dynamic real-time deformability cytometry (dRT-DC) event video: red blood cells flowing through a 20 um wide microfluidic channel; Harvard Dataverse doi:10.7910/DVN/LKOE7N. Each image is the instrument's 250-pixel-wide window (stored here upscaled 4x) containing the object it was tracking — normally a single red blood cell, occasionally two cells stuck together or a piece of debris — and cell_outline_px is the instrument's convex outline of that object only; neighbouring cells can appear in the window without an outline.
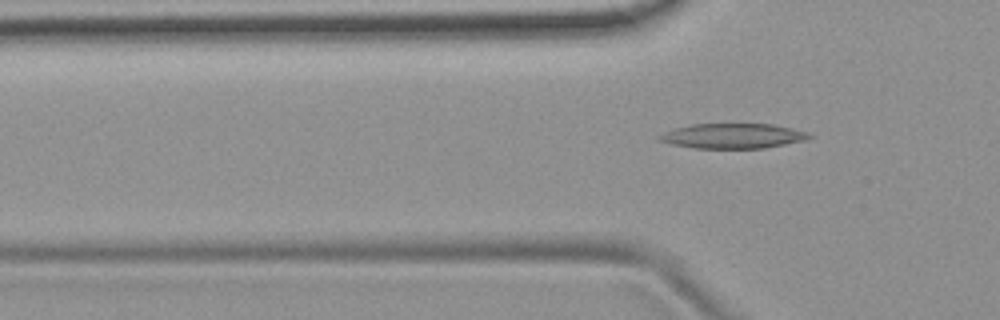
{"species": "common noctule bat (a hibernating species)", "species_latin": "Nyctalus noctula", "temperature_condition": "room temperature", "stored_images_in_passage": 6, "camera_frame_rate_fps": 3000, "um_per_image_px": 0.085, "animal": {"sex": "female", "body_mass_g": 19.9}, "frame": {"image": 1, "passage_image": 6, "time_ms": 7.333, "image_size_px": [1000, 320], "cell_outline_px": [[812, 136], [804, 140], [764, 148], [696, 148], [672, 144], [656, 140], [664, 132], [676, 128], [692, 124], [772, 124], [792, 128], [808, 132]], "centroid_in_image_um": [62.29, 11.55], "position_along_channel_um": 63.5, "area_um2": 21.56}}